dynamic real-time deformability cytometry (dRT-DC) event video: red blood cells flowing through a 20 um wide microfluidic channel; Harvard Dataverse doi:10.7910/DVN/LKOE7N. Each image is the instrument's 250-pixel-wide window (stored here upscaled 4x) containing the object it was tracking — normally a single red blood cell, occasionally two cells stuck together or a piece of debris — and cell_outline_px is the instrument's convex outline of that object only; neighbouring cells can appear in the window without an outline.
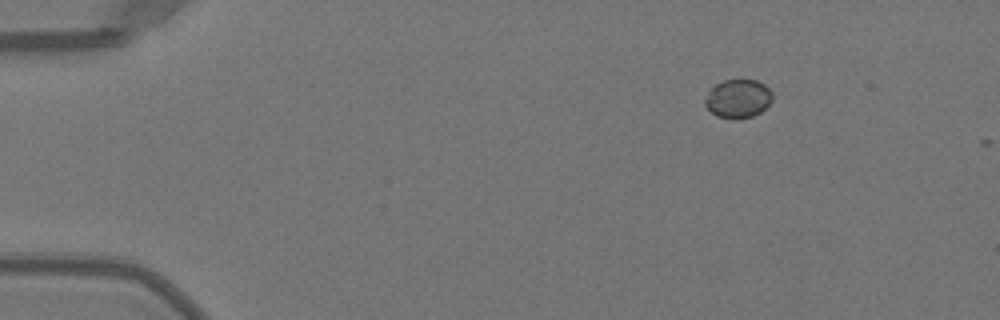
{"species": "Egyptian fruit bat (a non-hibernating species)", "species_latin": "Rousettus aegyptiacus", "temperature_condition": "warm", "stored_images_in_passage": 8, "camera_frame_rate_fps": 3000, "um_per_image_px": 0.085, "animal": {"sex": "female"}, "frame": {"image": 1, "passage_image": 1, "time_ms": 0.0, "image_size_px": [1000, 320], "cell_outline_px": [[772, 100], [760, 112], [752, 116], [716, 116], [704, 104], [704, 100], [708, 92], [716, 84], [724, 80], [756, 80], [764, 84], [772, 92]], "centroid_in_image_um": [62.73, 8.34], "position_along_channel_um": 22.3, "area_um2": 14.57}}